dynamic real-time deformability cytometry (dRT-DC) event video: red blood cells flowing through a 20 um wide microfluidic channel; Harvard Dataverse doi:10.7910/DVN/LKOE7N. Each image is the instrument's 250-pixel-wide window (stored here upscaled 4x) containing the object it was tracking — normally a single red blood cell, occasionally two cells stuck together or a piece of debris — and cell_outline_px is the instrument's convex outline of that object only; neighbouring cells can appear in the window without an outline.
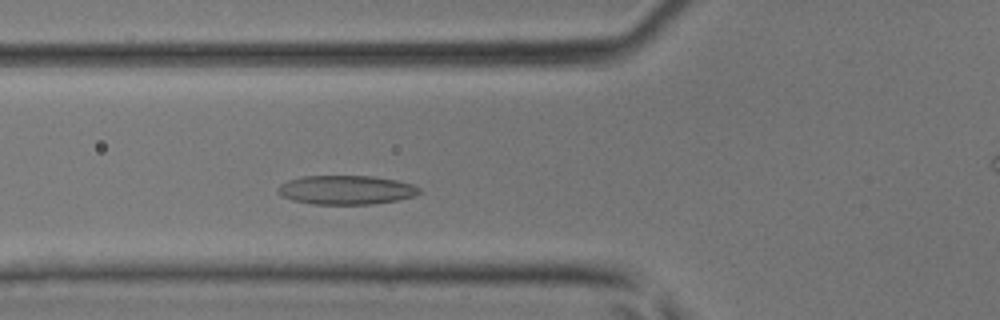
{"species": "common noctule bat (a hibernating species)", "species_latin": "Nyctalus noctula", "temperature_condition": "room temperature", "stored_images_in_passage": 39, "camera_frame_rate_fps": 3000, "um_per_image_px": 0.085, "animal": {"sex": "male", "body_mass_g": 17.9, "forearm_length_mm": 54.2}, "frame": {"image": 1, "passage_image": 10, "time_ms": 3.0, "image_size_px": [1000, 320], "cell_outline_px": [[420, 192], [416, 196], [396, 200], [372, 204], [312, 204], [292, 200], [280, 196], [276, 192], [276, 188], [280, 184], [288, 180], [304, 176], [372, 176], [396, 180], [412, 184], [420, 188]], "centroid_in_image_um": [29.38, 16.14], "position_along_channel_um": 96.4, "area_um2": 24.04}}
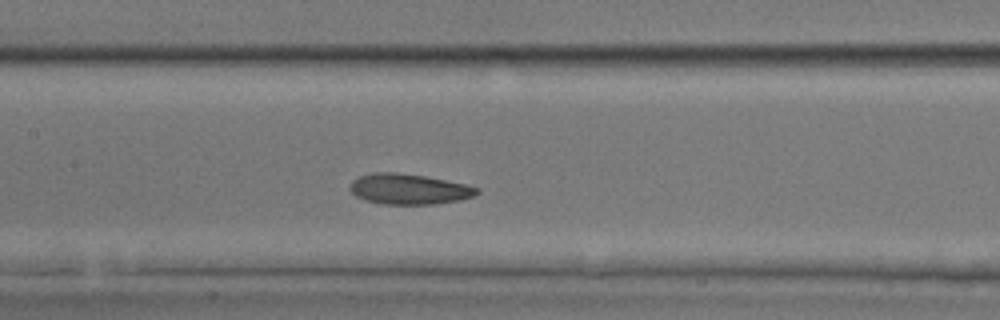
{"frame": {"image": 2, "passage_image": 15, "time_ms": 4.667, "image_size_px": [1000, 320], "cell_outline_px": [[480, 192], [472, 196], [460, 200], [432, 204], [380, 204], [364, 200], [356, 196], [348, 188], [352, 180], [360, 176], [372, 172], [396, 172], [424, 176], [464, 184], [480, 188]], "centroid_in_image_um": [34.71, 16.07], "position_along_channel_um": 172.7, "area_um2": 22.54}}
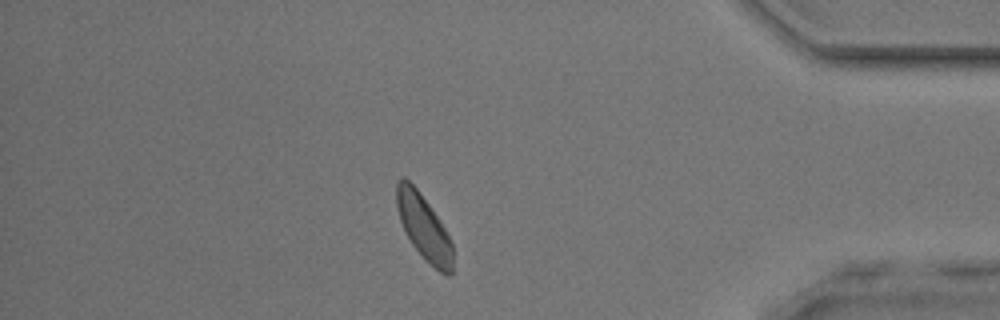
{"frame": {"image": 3, "passage_image": 32, "time_ms": 10.333, "image_size_px": [1000, 320], "cell_outline_px": [[452, 272], [448, 276], [440, 272], [412, 244], [400, 220], [396, 204], [396, 180], [400, 176], [404, 176], [416, 188], [440, 220], [452, 244]], "centroid_in_image_um": [36.0, 19.25], "position_along_channel_um": 399.2, "area_um2": 20.69}}